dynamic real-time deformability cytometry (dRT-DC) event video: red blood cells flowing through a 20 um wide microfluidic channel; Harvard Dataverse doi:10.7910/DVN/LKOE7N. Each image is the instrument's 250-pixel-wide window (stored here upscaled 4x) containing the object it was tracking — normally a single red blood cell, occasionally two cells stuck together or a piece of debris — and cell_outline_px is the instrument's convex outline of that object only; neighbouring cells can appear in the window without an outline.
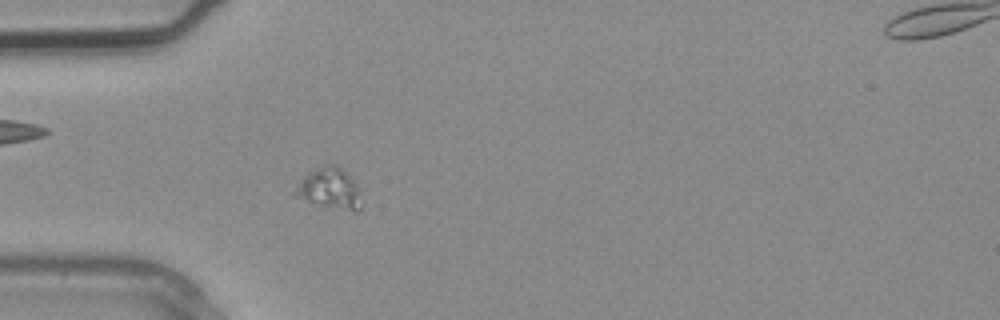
{"species": "common noctule bat (a hibernating species)", "species_latin": "Nyctalus noctula", "temperature_condition": "warm", "stored_images_in_passage": 3, "camera_frame_rate_fps": 3000, "um_per_image_px": 0.085, "animal": {"sex": "male", "body_mass_g": 20.4}, "frame": {"image": 1, "passage_image": 3, "time_ms": 0.667, "image_size_px": [1000, 320], "cell_outline_px": [[360, 208], [356, 212], [352, 212], [308, 200], [296, 196], [292, 192], [304, 176], [308, 172], [324, 164], [336, 164], [360, 188]], "centroid_in_image_um": [28.03, 16.0], "position_along_channel_um": 57.0, "area_um2": 15.32}}